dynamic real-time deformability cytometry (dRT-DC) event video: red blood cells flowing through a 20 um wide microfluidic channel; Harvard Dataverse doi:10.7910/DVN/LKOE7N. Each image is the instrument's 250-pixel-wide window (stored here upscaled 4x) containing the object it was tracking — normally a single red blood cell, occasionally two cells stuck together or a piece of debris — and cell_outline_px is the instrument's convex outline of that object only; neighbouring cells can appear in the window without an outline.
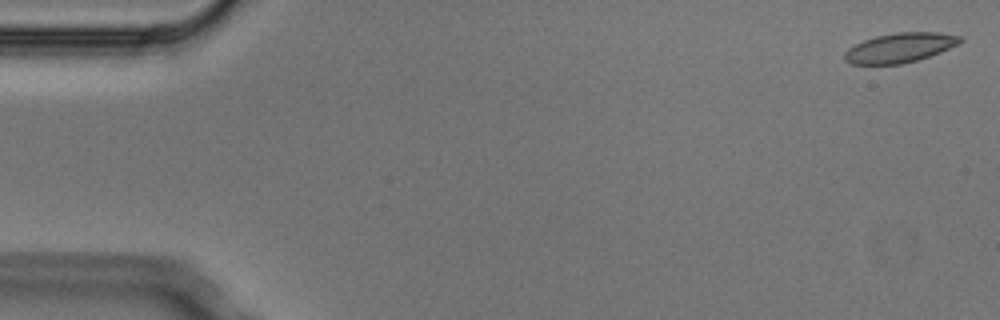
{"species": "Egyptian fruit bat (a non-hibernating species)", "species_latin": "Rousettus aegyptiacus", "temperature_condition": "cold", "stored_images_in_passage": 5, "segment_of_instrument_passage": [1, 2], "camera_frame_rate_fps": 3000, "um_per_image_px": 0.085, "animal": {"sex": "male"}, "frame": {"image": 1, "passage_image": 1, "time_ms": 0.0, "image_size_px": [1000, 320], "cell_outline_px": [[964, 40], [960, 44], [940, 52], [916, 60], [900, 64], [852, 64], [844, 60], [844, 52], [848, 48], [864, 40], [876, 36], [896, 32], [940, 32], [960, 36]], "centroid_in_image_um": [76.51, 4.05], "position_along_channel_um": 8.5, "area_um2": 19.88}}
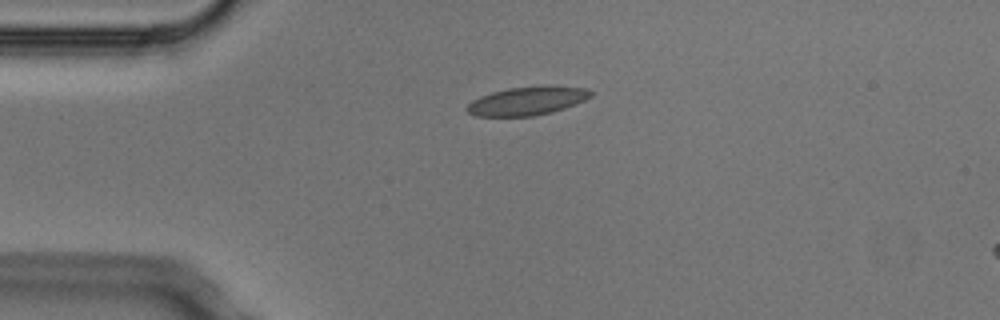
{"frame": {"image": 2, "passage_image": 4, "time_ms": 1.0, "image_size_px": [1000, 320], "cell_outline_px": [[592, 96], [584, 100], [564, 108], [552, 112], [532, 116], [476, 116], [468, 112], [464, 108], [472, 100], [480, 96], [492, 92], [508, 88], [544, 84], [548, 84], [584, 88], [592, 92]], "centroid_in_image_um": [44.8, 8.55], "position_along_channel_um": 40.2, "area_um2": 20.81}}